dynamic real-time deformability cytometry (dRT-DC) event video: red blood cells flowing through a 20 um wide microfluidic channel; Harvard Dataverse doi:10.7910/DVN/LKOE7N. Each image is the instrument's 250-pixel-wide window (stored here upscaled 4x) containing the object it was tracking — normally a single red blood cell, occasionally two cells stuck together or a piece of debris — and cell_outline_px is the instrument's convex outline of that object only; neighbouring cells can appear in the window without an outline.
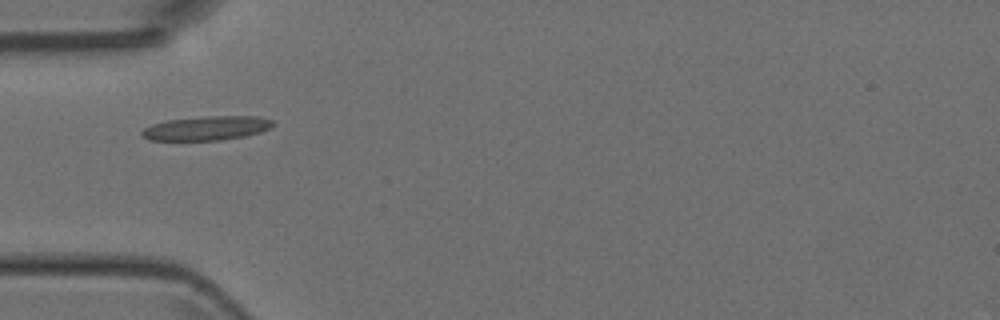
{"species": "Egyptian fruit bat (a non-hibernating species)", "species_latin": "Rousettus aegyptiacus", "temperature_condition": "room temperature", "stored_images_in_passage": 5, "camera_frame_rate_fps": 3000, "um_per_image_px": 0.085, "animal": {"sex": "female"}, "frame": {"image": 1, "passage_image": 1, "time_ms": 0.0, "image_size_px": [1000, 320], "cell_outline_px": [[272, 124], [268, 128], [260, 132], [244, 136], [220, 140], [148, 140], [140, 136], [140, 132], [144, 128], [152, 124], [168, 120], [208, 116], [256, 116], [272, 120]], "centroid_in_image_um": [17.5, 10.9], "position_along_channel_um": 67.5, "area_um2": 18.26}}
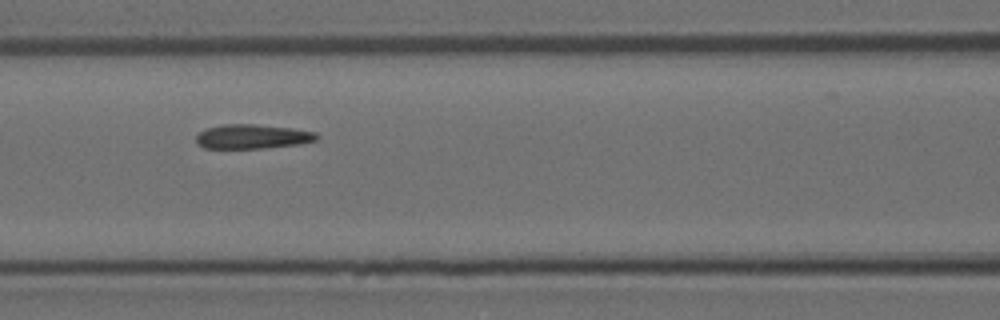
{"frame": {"image": 2, "passage_image": 3, "time_ms": 0.667, "image_size_px": [1000, 320], "cell_outline_px": [[320, 136], [316, 140], [300, 144], [264, 148], [204, 148], [196, 140], [196, 136], [200, 132], [208, 128], [224, 124], [256, 124], [292, 128], [316, 132]], "centroid_in_image_um": [21.5, 11.6], "position_along_channel_um": 145.1, "area_um2": 17.05}}
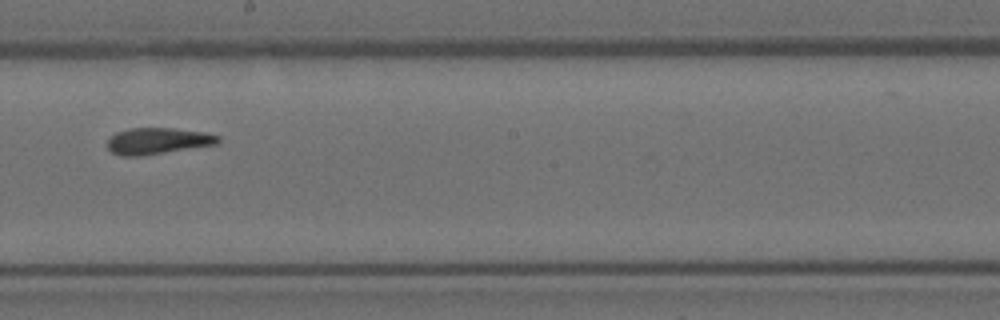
{"frame": {"image": 3, "passage_image": 5, "time_ms": 1.333, "image_size_px": [1000, 320], "cell_outline_px": [[220, 140], [216, 144], [140, 156], [120, 156], [112, 152], [108, 148], [108, 136], [116, 132], [128, 128], [176, 128], [204, 132], [220, 136]], "centroid_in_image_um": [13.37, 11.97], "position_along_channel_um": 234.8, "area_um2": 17.05}}